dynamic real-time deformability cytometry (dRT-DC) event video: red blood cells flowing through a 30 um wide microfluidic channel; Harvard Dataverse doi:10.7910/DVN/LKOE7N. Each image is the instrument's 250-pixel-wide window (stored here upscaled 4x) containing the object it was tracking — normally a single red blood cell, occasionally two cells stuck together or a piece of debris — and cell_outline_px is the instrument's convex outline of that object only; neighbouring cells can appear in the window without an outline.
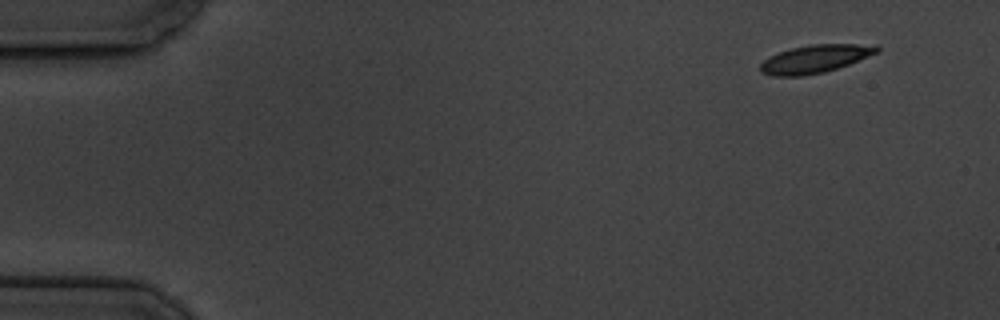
{"species": "common noctule bat (a hibernating species)", "species_latin": "Nyctalus noctula", "temperature_condition": "cold", "stored_images_in_passage": 6, "camera_frame_rate_fps": 3000, "um_per_image_px": 0.085, "animal": {"sex": "male", "body_mass_g": 19.5, "forearm_length_mm": 54.6}, "frame": {"image": 1, "passage_image": 1, "time_ms": 0.0, "image_size_px": [1000, 320], "cell_outline_px": [[880, 52], [848, 64], [824, 72], [804, 76], [772, 76], [760, 72], [760, 64], [764, 60], [780, 52], [792, 48], [812, 44], [876, 44], [880, 48]], "centroid_in_image_um": [69.31, 5.0], "position_along_channel_um": 15.7, "area_um2": 18.96}}
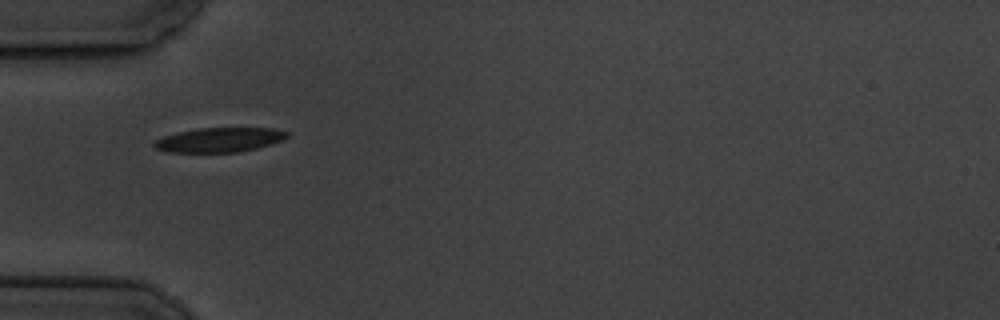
{"frame": {"image": 2, "passage_image": 5, "time_ms": 4.667, "image_size_px": [1000, 320], "cell_outline_px": [[292, 136], [284, 140], [272, 144], [256, 148], [236, 152], [168, 152], [156, 148], [152, 144], [156, 140], [164, 136], [176, 132], [200, 128], [272, 128], [288, 132]], "centroid_in_image_um": [18.69, 11.88], "position_along_channel_um": 66.3, "area_um2": 19.02}}